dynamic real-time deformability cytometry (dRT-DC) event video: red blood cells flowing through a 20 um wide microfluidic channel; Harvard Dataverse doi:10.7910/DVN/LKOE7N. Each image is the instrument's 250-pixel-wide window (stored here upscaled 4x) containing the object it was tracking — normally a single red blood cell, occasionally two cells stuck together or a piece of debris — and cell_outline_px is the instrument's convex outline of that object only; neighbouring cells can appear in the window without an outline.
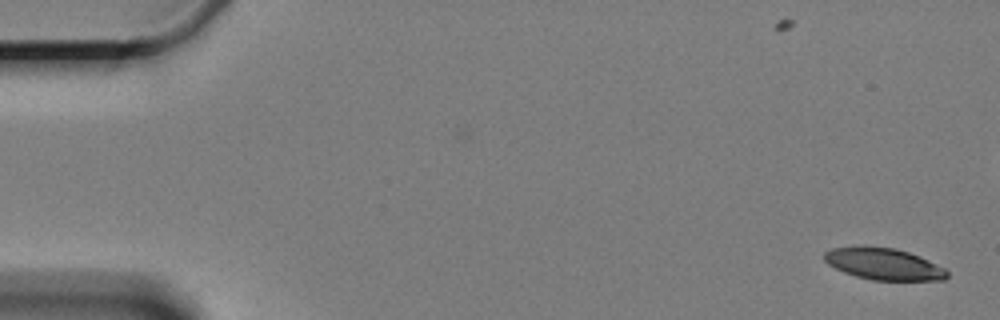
{"species": "Egyptian fruit bat (a non-hibernating species)", "species_latin": "Rousettus aegyptiacus", "temperature_condition": "cold", "stored_images_in_passage": 5, "camera_frame_rate_fps": 3000, "um_per_image_px": 0.085, "animal": {"sex": "female"}, "frame": {"image": 1, "passage_image": 1, "time_ms": 0.0, "image_size_px": [1000, 320], "cell_outline_px": [[948, 276], [944, 280], [872, 280], [856, 276], [844, 272], [828, 264], [824, 260], [824, 252], [832, 248], [896, 248], [920, 256], [944, 268], [948, 272]], "centroid_in_image_um": [75.15, 22.47], "position_along_channel_um": 9.9, "area_um2": 22.08}}